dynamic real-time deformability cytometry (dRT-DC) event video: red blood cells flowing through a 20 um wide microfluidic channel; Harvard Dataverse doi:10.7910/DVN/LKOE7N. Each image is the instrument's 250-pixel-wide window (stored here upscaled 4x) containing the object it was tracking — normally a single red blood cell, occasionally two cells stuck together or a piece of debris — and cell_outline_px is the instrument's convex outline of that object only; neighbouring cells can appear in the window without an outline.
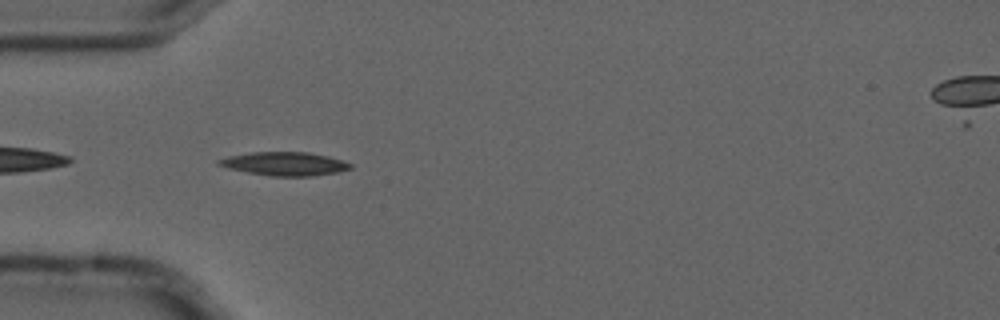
{"species": "common noctule bat (a hibernating species)", "species_latin": "Nyctalus noctula", "temperature_condition": "cold", "stored_images_in_passage": 10, "camera_frame_rate_fps": 3000, "um_per_image_px": 0.085, "animal": {"sex": "male", "forearm_length_mm": 52.5}, "frame": {"image": 1, "passage_image": 4, "time_ms": 1.0, "image_size_px": [1000, 320], "cell_outline_px": [[352, 168], [336, 172], [312, 176], [272, 176], [248, 172], [228, 168], [216, 164], [216, 160], [228, 156], [252, 152], [308, 152], [328, 156], [352, 164]], "centroid_in_image_um": [24.16, 13.92], "position_along_channel_um": 60.8, "area_um2": 17.92}}
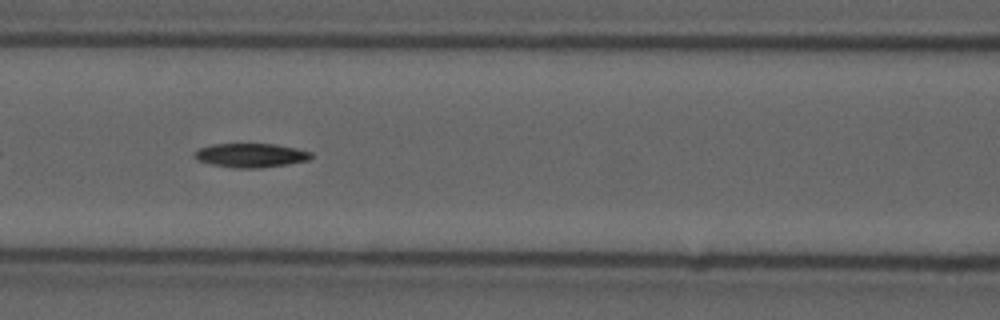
{"frame": {"image": 2, "passage_image": 6, "time_ms": 1.667, "image_size_px": [1000, 320], "cell_outline_px": [[312, 156], [308, 160], [288, 164], [260, 168], [232, 168], [212, 164], [196, 160], [192, 156], [192, 152], [200, 148], [212, 144], [276, 144], [296, 148], [312, 152]], "centroid_in_image_um": [21.28, 13.2], "position_along_channel_um": 145.3, "area_um2": 16.47}}
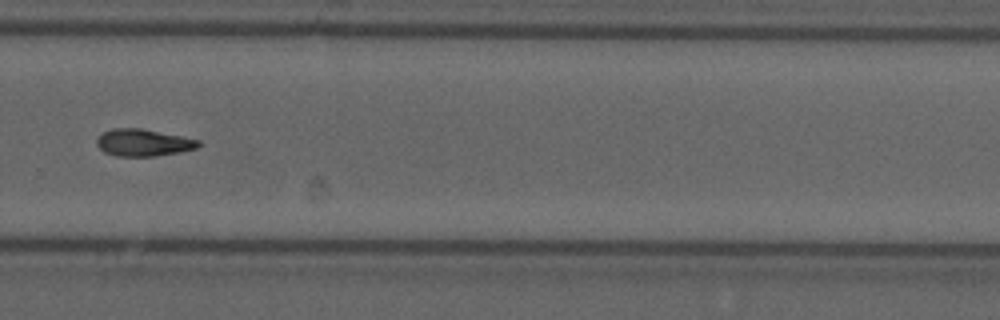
{"frame": {"image": 3, "passage_image": 10, "time_ms": 3.0, "image_size_px": [1000, 320], "cell_outline_px": [[200, 144], [196, 148], [180, 152], [156, 156], [116, 156], [104, 152], [96, 144], [96, 140], [104, 132], [112, 128], [140, 128], [200, 140]], "centroid_in_image_um": [12.16, 12.13], "position_along_channel_um": 317.6, "area_um2": 15.9}}